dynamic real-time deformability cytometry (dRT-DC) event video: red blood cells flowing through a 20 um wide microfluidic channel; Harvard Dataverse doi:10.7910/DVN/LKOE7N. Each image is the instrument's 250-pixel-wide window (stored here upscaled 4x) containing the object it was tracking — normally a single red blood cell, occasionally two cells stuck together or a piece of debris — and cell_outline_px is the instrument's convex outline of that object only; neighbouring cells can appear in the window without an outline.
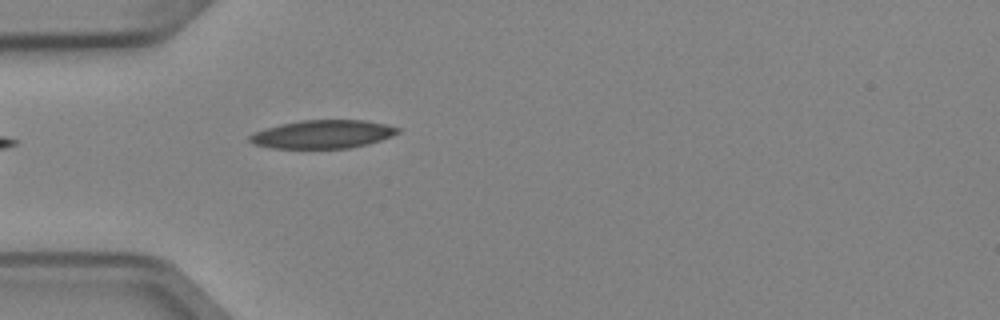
{"species": "Egyptian fruit bat (a non-hibernating species)", "species_latin": "Rousettus aegyptiacus", "temperature_condition": "cold", "stored_images_in_passage": 2, "camera_frame_rate_fps": 3000, "um_per_image_px": 0.085, "animal": {"sex": "female"}, "frame": {"image": 1, "passage_image": 2, "time_ms": 0.333, "image_size_px": [1000, 320], "cell_outline_px": [[400, 132], [392, 136], [368, 144], [348, 148], [268, 148], [252, 144], [248, 140], [248, 136], [252, 132], [280, 124], [300, 120], [364, 120], [384, 124], [400, 128]], "centroid_in_image_um": [27.38, 11.41], "position_along_channel_um": 57.6, "area_um2": 24.57}}